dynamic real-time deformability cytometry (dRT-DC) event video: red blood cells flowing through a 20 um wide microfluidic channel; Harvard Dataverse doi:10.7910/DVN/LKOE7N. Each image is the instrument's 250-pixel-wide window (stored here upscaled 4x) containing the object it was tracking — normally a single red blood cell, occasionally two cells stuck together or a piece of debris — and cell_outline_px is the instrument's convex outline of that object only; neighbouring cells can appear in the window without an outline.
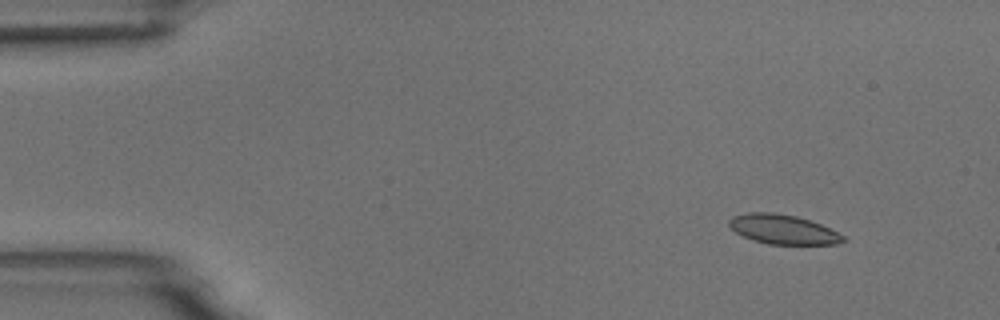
{"species": "common noctule bat (a hibernating species)", "species_latin": "Nyctalus noctula", "temperature_condition": "room temperature", "stored_images_in_passage": 5, "camera_frame_rate_fps": 3000, "um_per_image_px": 0.085, "animal": {"sex": "male", "body_mass_g": 18.8}, "frame": {"image": 1, "passage_image": 2, "time_ms": 1.333, "image_size_px": [1000, 320], "cell_outline_px": [[848, 240], [836, 244], [768, 244], [752, 240], [736, 232], [728, 224], [728, 220], [732, 216], [748, 212], [772, 212], [796, 216], [820, 224], [844, 236]], "centroid_in_image_um": [66.53, 19.49], "position_along_channel_um": 18.5, "area_um2": 19.48}}
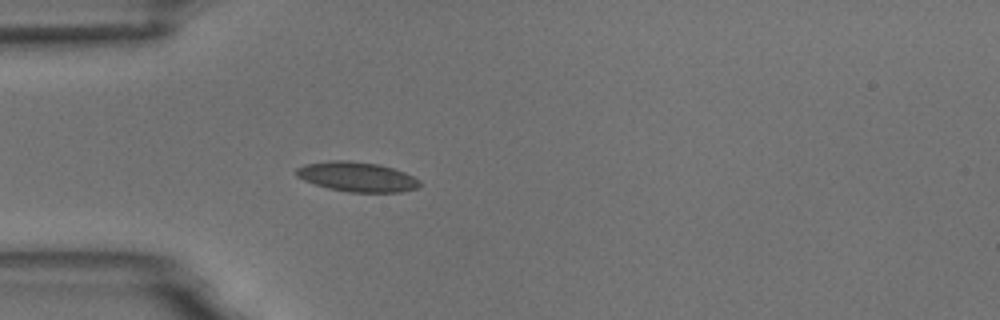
{"frame": {"image": 2, "passage_image": 5, "time_ms": 4.667, "image_size_px": [1000, 320], "cell_outline_px": [[424, 184], [416, 188], [400, 192], [348, 192], [328, 188], [304, 180], [296, 176], [296, 168], [304, 164], [328, 160], [348, 160], [376, 164], [392, 168], [404, 172], [420, 180]], "centroid_in_image_um": [30.34, 15.02], "position_along_channel_um": 54.7, "area_um2": 21.39}}